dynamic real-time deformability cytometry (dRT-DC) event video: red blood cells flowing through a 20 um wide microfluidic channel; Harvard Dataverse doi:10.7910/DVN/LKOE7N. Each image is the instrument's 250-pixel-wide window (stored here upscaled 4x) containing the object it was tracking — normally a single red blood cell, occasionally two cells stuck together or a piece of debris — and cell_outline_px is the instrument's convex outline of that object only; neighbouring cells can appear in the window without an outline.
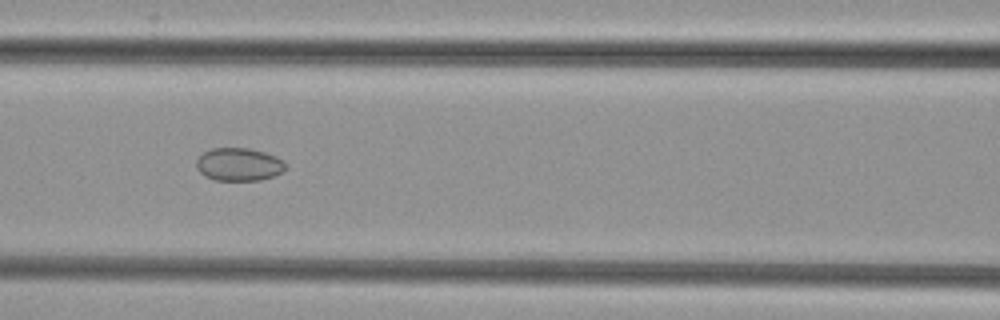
{"species": "common noctule bat (a hibernating species)", "species_latin": "Nyctalus noctula", "temperature_condition": "cold", "stored_images_in_passage": 53, "segment_of_instrument_passage": [2, 2], "camera_frame_rate_fps": 3000, "um_per_image_px": 0.085, "animal": {"sex": "female", "body_mass_g": 29.2, "forearm_length_mm": 56.3}, "frame": {"image": 1, "passage_image": 24, "time_ms": 7.667, "image_size_px": [1000, 320], "cell_outline_px": [[288, 168], [284, 172], [260, 180], [216, 180], [204, 176], [196, 168], [196, 160], [204, 152], [212, 148], [248, 148], [264, 152], [276, 156]], "centroid_in_image_um": [20.3, 13.98], "position_along_channel_um": 146.3, "area_um2": 17.11}}
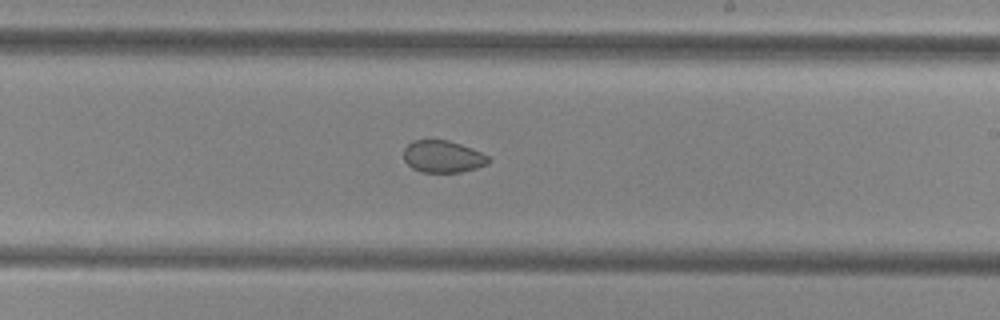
{"frame": {"image": 2, "passage_image": 32, "time_ms": 10.333, "image_size_px": [1000, 320], "cell_outline_px": [[488, 164], [476, 168], [460, 172], [420, 172], [412, 168], [404, 160], [404, 148], [412, 140], [448, 140], [472, 148], [488, 156]], "centroid_in_image_um": [37.61, 13.31], "position_along_channel_um": 251.4, "area_um2": 15.78}}
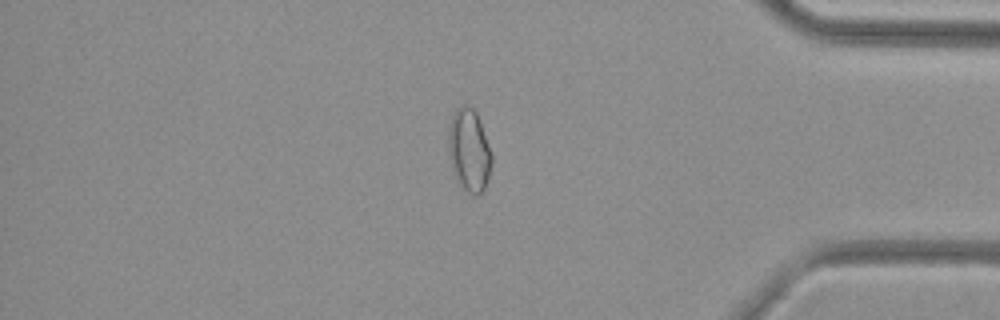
{"frame": {"image": 3, "passage_image": 45, "time_ms": 14.667, "image_size_px": [1000, 320], "cell_outline_px": [[492, 164], [484, 188], [480, 192], [472, 196], [460, 188], [456, 180], [452, 168], [448, 148], [448, 132], [452, 116], [460, 104], [472, 104], [480, 120], [492, 152]], "centroid_in_image_um": [39.87, 12.75], "position_along_channel_um": 395.3, "area_um2": 21.21}}